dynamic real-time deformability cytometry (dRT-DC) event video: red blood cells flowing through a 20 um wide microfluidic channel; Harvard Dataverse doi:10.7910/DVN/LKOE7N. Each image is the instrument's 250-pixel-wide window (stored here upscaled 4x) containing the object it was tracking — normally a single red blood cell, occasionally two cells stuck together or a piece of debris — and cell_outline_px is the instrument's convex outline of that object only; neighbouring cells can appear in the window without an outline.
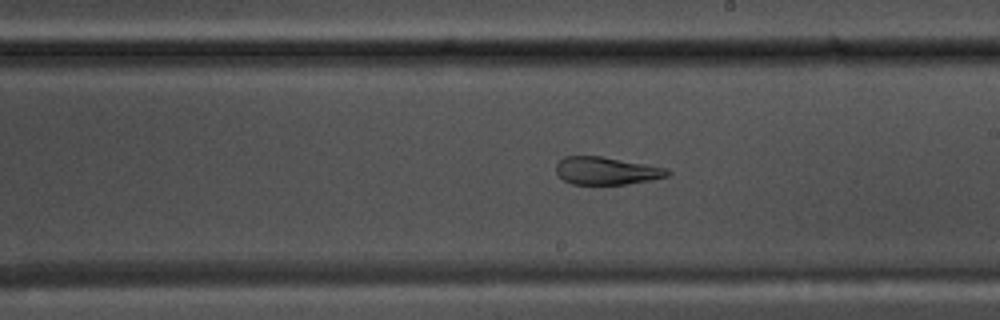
{"species": "common noctule bat (a hibernating species)", "species_latin": "Nyctalus noctula", "temperature_condition": "warm", "stored_images_in_passage": 51, "camera_frame_rate_fps": 3000, "um_per_image_px": 0.085, "animal": {"sex": "male", "body_mass_g": 17.5, "forearm_length_mm": 52.3}, "frame": {"image": 1, "passage_image": 28, "time_ms": 9.0, "image_size_px": [1000, 320], "cell_outline_px": [[672, 172], [668, 176], [648, 180], [624, 184], [572, 184], [564, 180], [556, 172], [556, 164], [564, 156], [600, 156], [668, 168]], "centroid_in_image_um": [51.54, 14.51], "position_along_channel_um": 237.5, "area_um2": 17.8}}
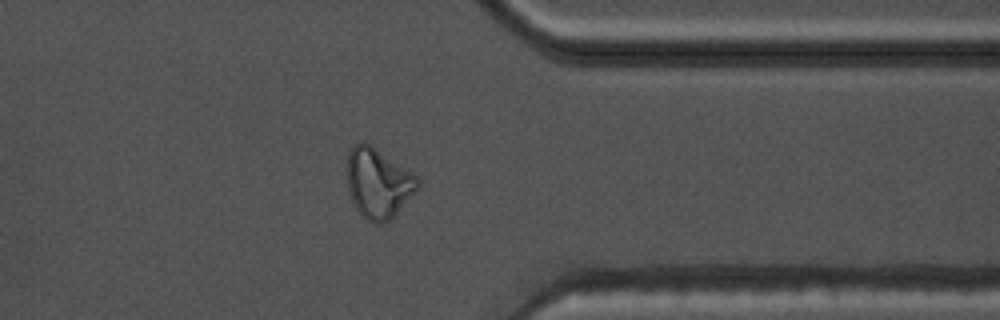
{"frame": {"image": 2, "passage_image": 40, "time_ms": 13.0, "image_size_px": [1000, 320], "cell_outline_px": [[420, 188], [384, 224], [376, 224], [368, 220], [356, 208], [348, 192], [348, 152], [352, 144], [360, 140], [368, 144], [416, 176], [420, 180]], "centroid_in_image_um": [32.13, 15.57], "position_along_channel_um": 379.3, "area_um2": 28.15}}
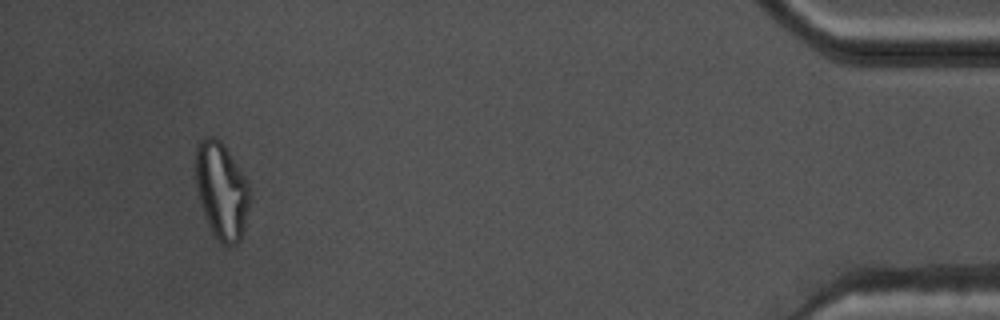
{"frame": {"image": 3, "passage_image": 48, "time_ms": 15.667, "image_size_px": [1000, 320], "cell_outline_px": [[248, 208], [244, 228], [240, 240], [236, 244], [224, 244], [212, 232], [208, 224], [200, 204], [196, 184], [196, 144], [204, 136], [216, 136], [224, 144], [248, 180]], "centroid_in_image_um": [18.82, 16.14], "position_along_channel_um": 416.4, "area_um2": 30.35}, "authors_computed_cell_mechanics": {"area_um2": 23.9292, "velocity_mm_per_s": 3.7147, "shape_relaxation_time_tau1_ms": null, "shape_relaxation_time_tau2_ms": 1.6969, "deformation_change_tau1": null, "deformation_change_tau2": 0.0973}}